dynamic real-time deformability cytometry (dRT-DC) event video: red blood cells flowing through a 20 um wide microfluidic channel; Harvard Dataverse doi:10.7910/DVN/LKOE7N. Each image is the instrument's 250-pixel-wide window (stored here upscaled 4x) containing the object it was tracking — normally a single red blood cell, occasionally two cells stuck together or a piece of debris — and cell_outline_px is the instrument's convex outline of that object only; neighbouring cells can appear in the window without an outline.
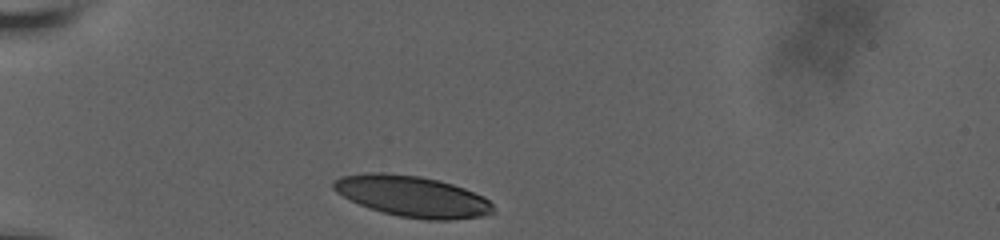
{"species": "human", "species_latin": "Homo sapiens", "temperature_condition": "room temperature", "stored_images_in_passage": 33, "camera_frame_rate_fps": 3000, "um_per_image_px": 0.085, "donor": {"sex": "male"}, "frame": {"image": 1, "passage_image": 1, "time_ms": 0.0, "image_size_px": [1000, 240], "cell_outline_px": [[496, 212], [484, 216], [452, 220], [428, 220], [400, 216], [380, 212], [368, 208], [336, 192], [332, 188], [332, 180], [340, 176], [368, 172], [384, 172], [420, 176], [440, 180], [464, 188], [484, 196], [492, 204]], "centroid_in_image_um": [35.05, 16.68], "position_along_channel_um": 49.9, "area_um2": 38.49}}
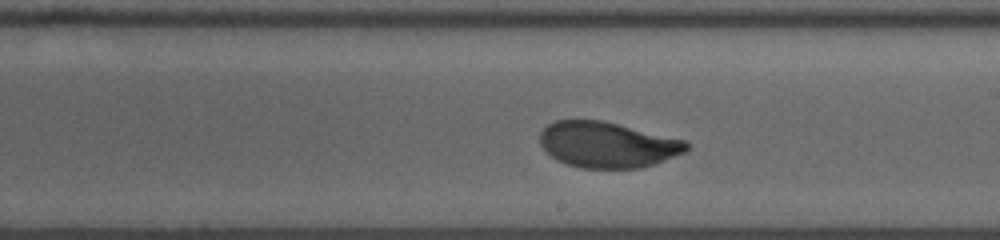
{"frame": {"image": 2, "passage_image": 19, "time_ms": 6.0, "image_size_px": [1000, 240], "cell_outline_px": [[688, 148], [684, 152], [656, 164], [640, 168], [580, 168], [556, 160], [540, 144], [540, 132], [548, 124], [556, 120], [600, 120], [688, 140]], "centroid_in_image_um": [51.65, 12.3], "position_along_channel_um": 237.4, "area_um2": 39.07}}
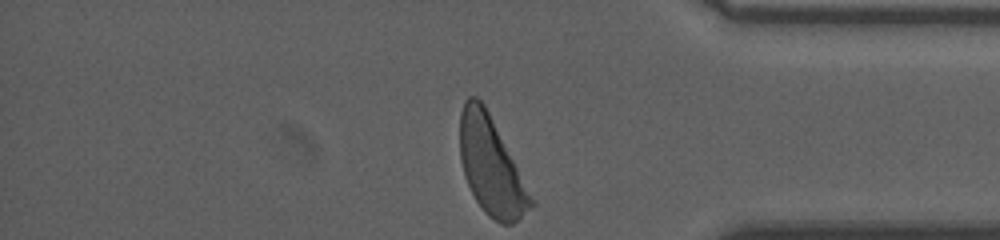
{"frame": {"image": 3, "passage_image": 33, "time_ms": 10.667, "image_size_px": [1000, 240], "cell_outline_px": [[536, 204], [532, 208], [512, 224], [500, 224], [488, 216], [484, 212], [476, 200], [464, 176], [460, 160], [460, 112], [464, 100], [468, 96], [476, 96], [484, 104], [536, 200]], "centroid_in_image_um": [41.76, 14.14], "position_along_channel_um": 393.4, "area_um2": 40.58}, "authors_computed_cell_mechanics": {"area_um2": 39.8242, "velocity_mm_per_s": 3.638, "shape_relaxation_time_tau1_ms": 2.6094, "shape_relaxation_time_tau2_ms": null, "deformation_change_tau1": 0.155, "deformation_change_tau2": null}}